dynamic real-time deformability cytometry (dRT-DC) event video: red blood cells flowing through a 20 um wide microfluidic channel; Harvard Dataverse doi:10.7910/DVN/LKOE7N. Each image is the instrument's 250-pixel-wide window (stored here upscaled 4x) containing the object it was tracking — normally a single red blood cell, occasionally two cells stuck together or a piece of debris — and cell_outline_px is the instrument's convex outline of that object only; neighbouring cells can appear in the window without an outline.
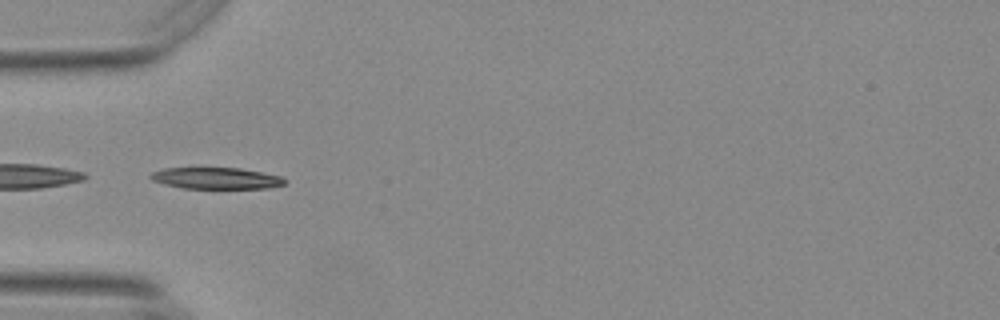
{"species": "Egyptian fruit bat (a non-hibernating species)", "species_latin": "Rousettus aegyptiacus", "temperature_condition": "warm", "stored_images_in_passage": 18, "segment_of_instrument_passage": [2, 2], "camera_frame_rate_fps": 3000, "um_per_image_px": 0.085, "animal": {"sex": "female"}, "frame": {"image": 1, "passage_image": 10, "time_ms": 3.0, "image_size_px": [1000, 320], "cell_outline_px": [[284, 184], [268, 188], [184, 188], [164, 184], [152, 180], [148, 176], [152, 172], [164, 168], [240, 168], [280, 176], [284, 180]], "centroid_in_image_um": [18.32, 15.15], "position_along_channel_um": 66.7, "area_um2": 16.53}}
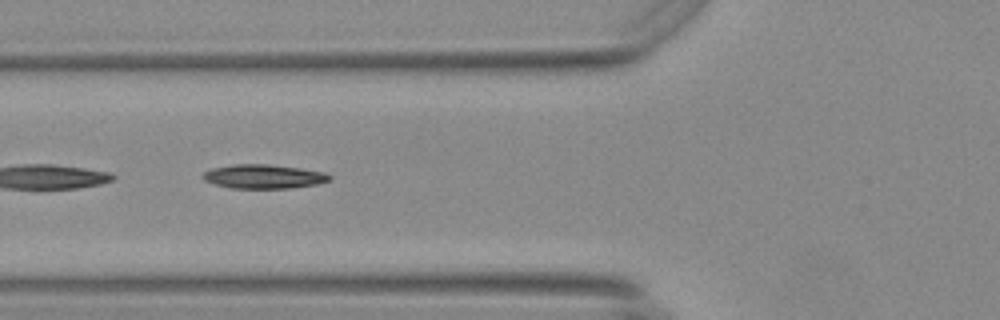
{"frame": {"image": 2, "passage_image": 13, "time_ms": 4.0, "image_size_px": [1000, 320], "cell_outline_px": [[332, 180], [316, 184], [292, 188], [228, 188], [204, 180], [200, 176], [204, 172], [212, 168], [232, 164], [268, 164], [300, 168], [324, 172], [332, 176]], "centroid_in_image_um": [22.41, 15.0], "position_along_channel_um": 103.4, "area_um2": 17.86}}